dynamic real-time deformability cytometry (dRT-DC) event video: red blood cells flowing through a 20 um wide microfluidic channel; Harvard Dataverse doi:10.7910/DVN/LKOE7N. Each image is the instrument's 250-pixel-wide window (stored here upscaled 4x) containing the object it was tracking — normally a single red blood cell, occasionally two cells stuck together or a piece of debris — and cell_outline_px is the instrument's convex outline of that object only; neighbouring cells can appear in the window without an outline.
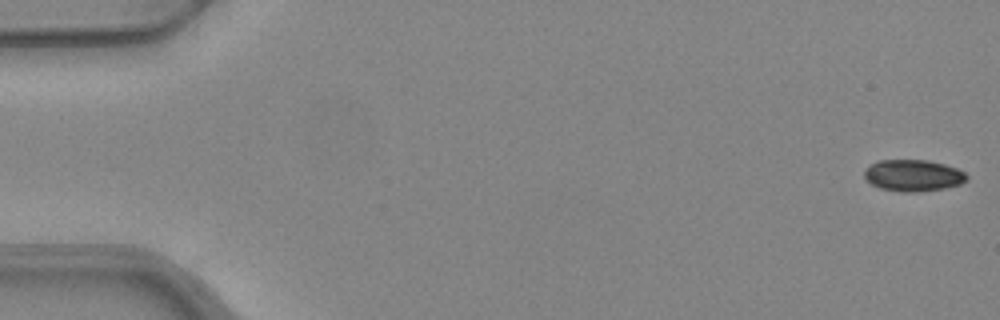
{"species": "common noctule bat (a hibernating species)", "species_latin": "Nyctalus noctula", "temperature_condition": "warm", "stored_images_in_passage": 30, "camera_frame_rate_fps": 3000, "um_per_image_px": 0.085, "animal": {"sex": "female", "body_mass_g": 24.6, "forearm_length_mm": 56.2}, "frame": {"image": 1, "passage_image": 1, "time_ms": 0.0, "image_size_px": [1000, 320], "cell_outline_px": [[968, 180], [960, 184], [944, 188], [916, 192], [904, 192], [880, 188], [872, 184], [864, 176], [864, 172], [872, 164], [880, 160], [928, 160], [944, 164], [956, 168], [964, 172], [968, 176]], "centroid_in_image_um": [77.65, 14.91], "position_along_channel_um": 7.3, "area_um2": 18.67}}
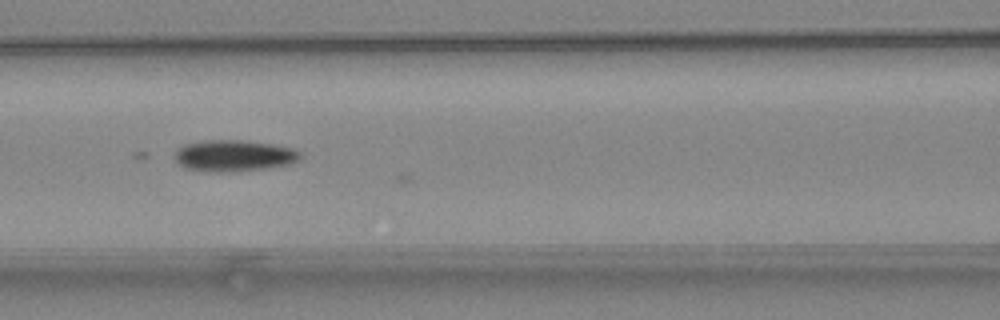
{"frame": {"image": 2, "passage_image": 23, "time_ms": 7.333, "image_size_px": [1000, 320], "cell_outline_px": [[304, 156], [300, 160], [292, 164], [268, 168], [236, 172], [212, 172], [184, 168], [172, 156], [176, 148], [184, 144], [204, 140], [240, 140], [272, 144], [296, 148], [304, 152]], "centroid_in_image_um": [19.93, 13.24], "position_along_channel_um": 146.7, "area_um2": 23.7}}
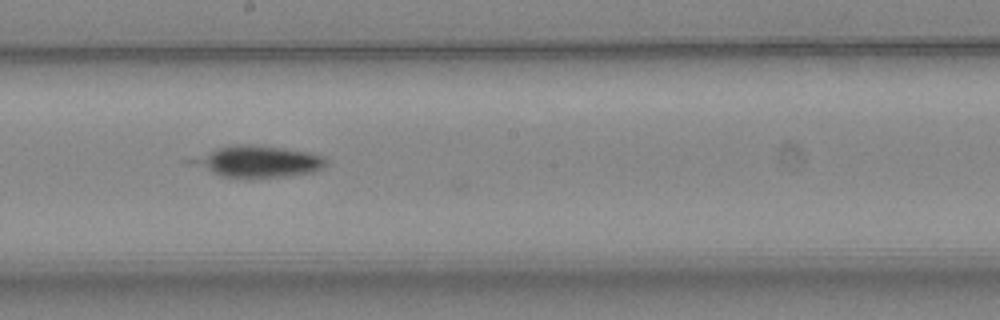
{"frame": {"image": 3, "passage_image": 29, "time_ms": 9.333, "image_size_px": [1000, 320], "cell_outline_px": [[328, 164], [324, 168], [312, 172], [284, 176], [248, 180], [244, 180], [220, 176], [184, 160], [220, 148], [236, 144], [260, 144], [308, 152], [324, 156], [328, 160]], "centroid_in_image_um": [21.95, 13.75], "position_along_channel_um": 226.3, "area_um2": 25.2}}